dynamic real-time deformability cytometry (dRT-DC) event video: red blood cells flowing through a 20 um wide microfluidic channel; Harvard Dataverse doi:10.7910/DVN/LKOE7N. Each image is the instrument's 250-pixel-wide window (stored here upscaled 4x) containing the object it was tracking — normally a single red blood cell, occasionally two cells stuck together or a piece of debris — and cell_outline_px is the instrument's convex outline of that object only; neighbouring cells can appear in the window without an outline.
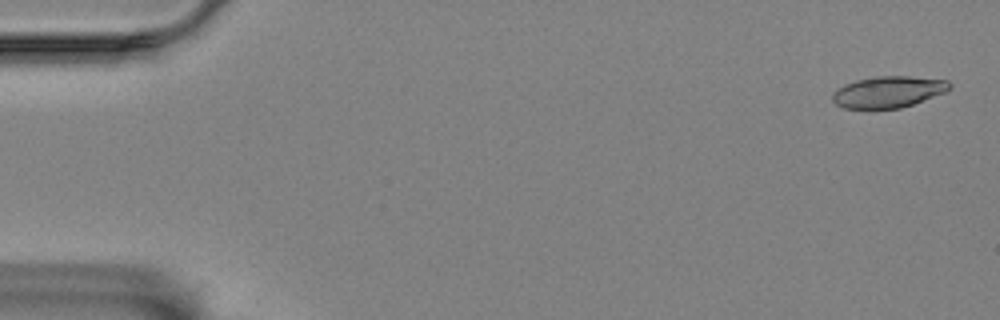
{"species": "Egyptian fruit bat (a non-hibernating species)", "species_latin": "Rousettus aegyptiacus", "temperature_condition": "room temperature", "stored_images_in_passage": 57, "camera_frame_rate_fps": 3000, "um_per_image_px": 0.085, "animal": {"sex": "female"}, "frame": {"image": 1, "passage_image": 2, "time_ms": 0.333, "image_size_px": [1000, 320], "cell_outline_px": [[952, 88], [944, 92], [912, 104], [900, 108], [844, 108], [836, 104], [832, 100], [832, 92], [836, 88], [844, 84], [856, 80], [876, 76], [908, 76], [948, 80], [952, 84]], "centroid_in_image_um": [75.48, 7.8], "position_along_channel_um": 9.5, "area_um2": 21.39}}
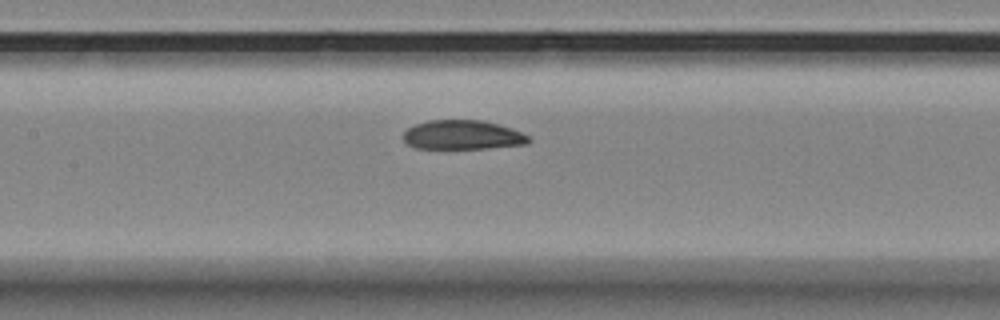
{"frame": {"image": 2, "passage_image": 27, "time_ms": 8.667, "image_size_px": [1000, 320], "cell_outline_px": [[532, 140], [528, 144], [488, 148], [416, 148], [404, 144], [404, 132], [408, 128], [416, 124], [428, 120], [480, 120], [512, 128], [528, 136]], "centroid_in_image_um": [39.31, 11.47], "position_along_channel_um": 168.1, "area_um2": 21.33}}
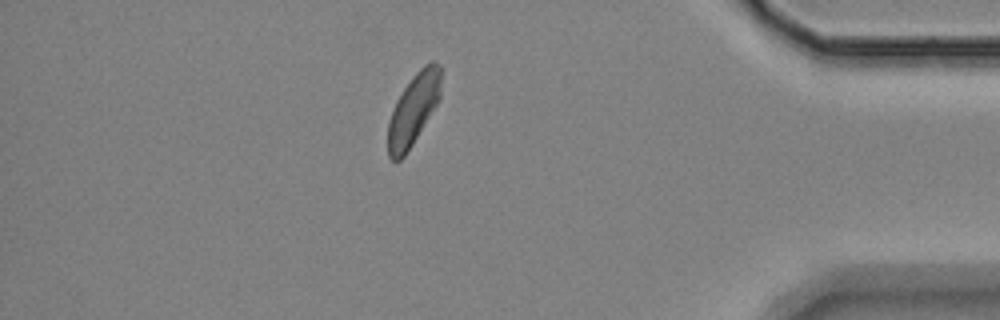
{"frame": {"image": 3, "passage_image": 50, "time_ms": 16.333, "image_size_px": [1000, 320], "cell_outline_px": [[444, 68], [440, 100], [412, 144], [404, 156], [400, 160], [392, 160], [388, 156], [388, 120], [396, 100], [412, 76], [424, 64], [432, 60], [440, 64]], "centroid_in_image_um": [35.19, 9.22], "position_along_channel_um": 400.0, "area_um2": 22.48}, "authors_computed_cell_mechanics": {"area_um2": 22.4842, "velocity_mm_per_s": 3.4866, "shape_relaxation_time_tau1_ms": 8.598, "shape_relaxation_time_tau2_ms": 1.7041, "deformation_change_tau1": 0.1943, "deformation_change_tau2": 0.0633}}